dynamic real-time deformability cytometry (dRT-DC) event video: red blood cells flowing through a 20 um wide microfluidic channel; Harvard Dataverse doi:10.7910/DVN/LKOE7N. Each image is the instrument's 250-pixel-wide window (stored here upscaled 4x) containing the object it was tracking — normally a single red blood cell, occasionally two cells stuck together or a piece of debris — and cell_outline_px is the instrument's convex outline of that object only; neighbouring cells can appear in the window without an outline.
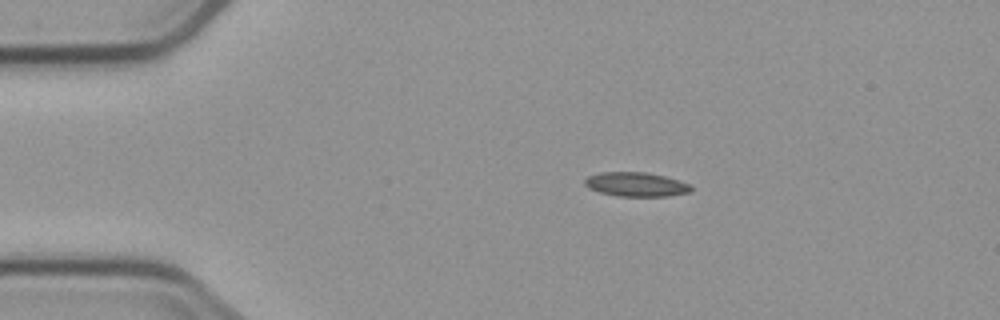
{"species": "common noctule bat (a hibernating species)", "species_latin": "Nyctalus noctula", "temperature_condition": "cold", "stored_images_in_passage": 6, "camera_frame_rate_fps": 3000, "um_per_image_px": 0.085, "animal": {"sex": "male", "body_mass_g": 23.1, "forearm_length_mm": 52.7}, "frame": {"image": 1, "passage_image": 1, "time_ms": 0.0, "image_size_px": [1000, 320], "cell_outline_px": [[692, 192], [668, 196], [616, 196], [600, 192], [588, 188], [584, 184], [584, 180], [588, 176], [600, 172], [648, 172], [664, 176], [692, 184]], "centroid_in_image_um": [54.08, 15.67], "position_along_channel_um": 30.9, "area_um2": 15.14}}
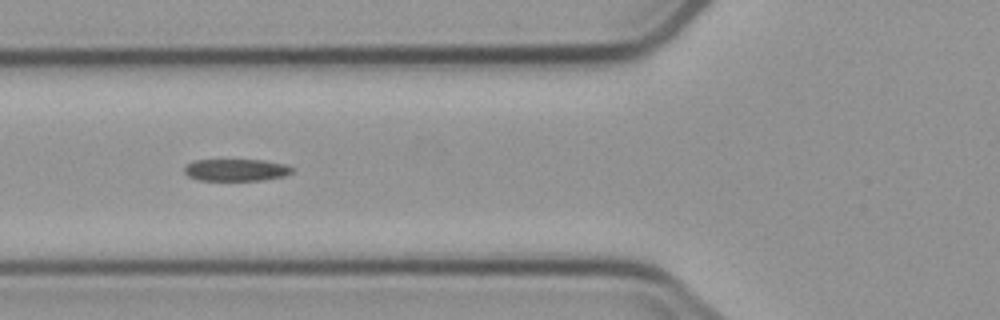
{"frame": {"image": 2, "passage_image": 4, "time_ms": 3.333, "image_size_px": [1000, 320], "cell_outline_px": [[296, 168], [292, 172], [284, 176], [264, 180], [196, 180], [188, 176], [184, 172], [184, 168], [188, 164], [196, 160], [264, 160], [288, 164]], "centroid_in_image_um": [20.13, 14.44], "position_along_channel_um": 105.7, "area_um2": 13.99}}
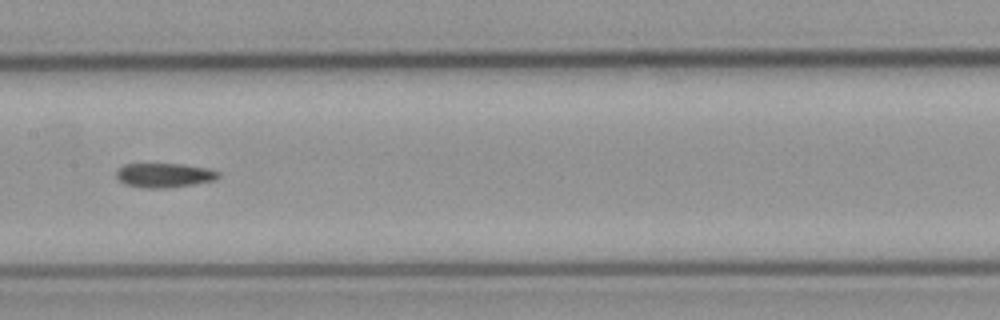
{"frame": {"image": 3, "passage_image": 6, "time_ms": 5.667, "image_size_px": [1000, 320], "cell_outline_px": [[220, 176], [216, 180], [168, 188], [140, 188], [124, 184], [116, 176], [116, 172], [124, 164], [184, 164], [208, 168], [220, 172]], "centroid_in_image_um": [13.98, 14.9], "position_along_channel_um": 193.4, "area_um2": 14.57}}